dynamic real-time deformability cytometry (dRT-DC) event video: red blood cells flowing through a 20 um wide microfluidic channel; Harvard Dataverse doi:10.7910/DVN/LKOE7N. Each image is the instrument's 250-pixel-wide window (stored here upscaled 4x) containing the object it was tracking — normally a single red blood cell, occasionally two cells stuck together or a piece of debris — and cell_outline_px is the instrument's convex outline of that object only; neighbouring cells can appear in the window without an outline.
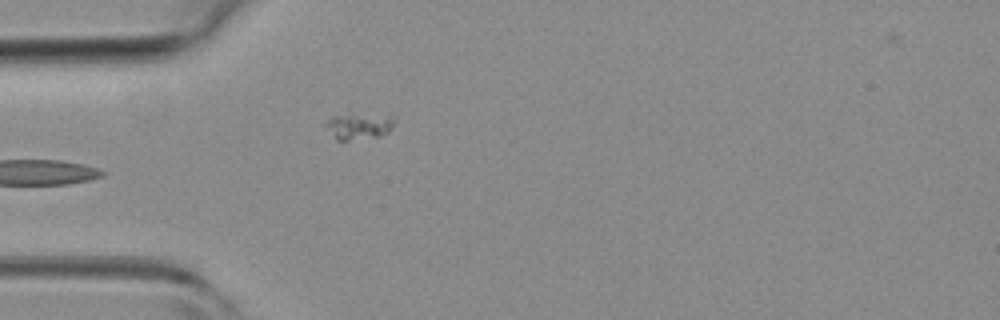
{"species": "common noctule bat (a hibernating species)", "species_latin": "Nyctalus noctula", "temperature_condition": "room temperature", "stored_images_in_passage": 4, "camera_frame_rate_fps": 3000, "um_per_image_px": 0.085, "animal": {"sex": "female", "body_mass_g": 19.3, "forearm_length_mm": 54.1}, "frame": {"image": 1, "passage_image": 4, "time_ms": 3.667, "image_size_px": [1000, 320], "cell_outline_px": [[392, 128], [388, 132], [380, 136], [348, 140], [336, 140], [324, 124], [332, 116], [352, 112], [392, 120]], "centroid_in_image_um": [30.37, 10.74], "position_along_channel_um": 54.6, "area_um2": 10.06}}